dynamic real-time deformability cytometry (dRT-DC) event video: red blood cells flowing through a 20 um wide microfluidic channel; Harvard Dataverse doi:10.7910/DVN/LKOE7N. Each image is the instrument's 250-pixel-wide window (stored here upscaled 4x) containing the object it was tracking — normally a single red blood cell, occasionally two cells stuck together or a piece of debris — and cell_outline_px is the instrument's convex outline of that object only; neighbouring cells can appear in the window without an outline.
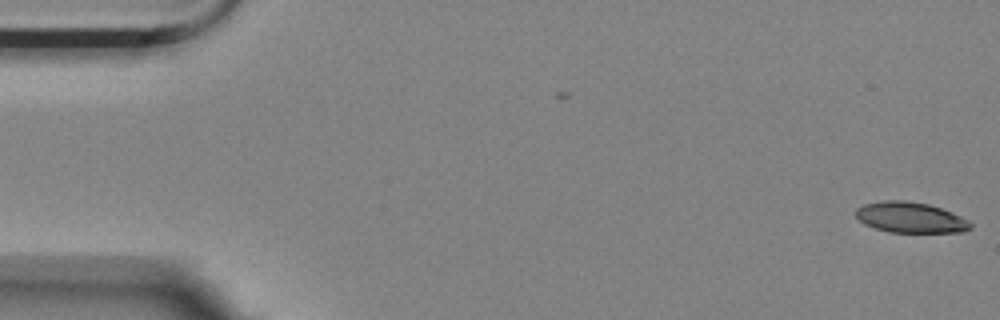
{"species": "Egyptian fruit bat (a non-hibernating species)", "species_latin": "Rousettus aegyptiacus", "temperature_condition": "room temperature", "stored_images_in_passage": 13, "camera_frame_rate_fps": 3000, "um_per_image_px": 0.085, "animal": {"sex": "female"}, "frame": {"image": 1, "passage_image": 1, "time_ms": 0.0, "image_size_px": [1000, 320], "cell_outline_px": [[972, 228], [964, 232], [888, 232], [864, 224], [856, 216], [856, 208], [864, 204], [884, 200], [904, 200], [928, 204], [952, 212], [968, 220], [972, 224]], "centroid_in_image_um": [77.4, 18.48], "position_along_channel_um": 7.6, "area_um2": 20.46}}